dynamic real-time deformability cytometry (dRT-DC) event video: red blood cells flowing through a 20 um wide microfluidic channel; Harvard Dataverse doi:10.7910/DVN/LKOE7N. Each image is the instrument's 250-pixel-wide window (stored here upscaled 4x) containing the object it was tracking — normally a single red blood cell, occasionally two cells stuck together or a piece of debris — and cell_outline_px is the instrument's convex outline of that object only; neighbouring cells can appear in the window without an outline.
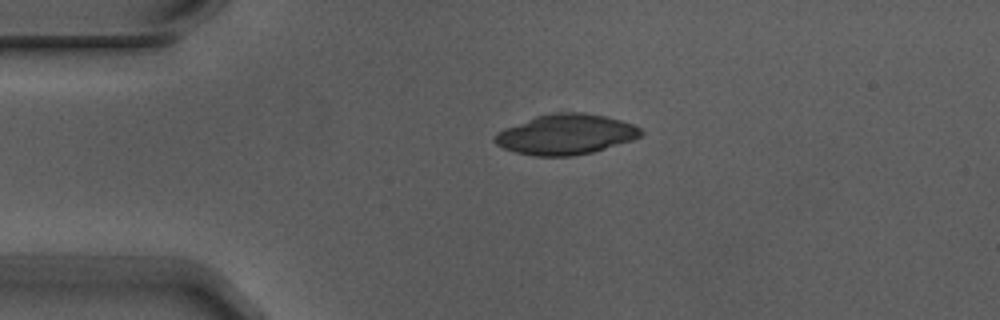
{"species": "Egyptian fruit bat (a non-hibernating species)", "species_latin": "Rousettus aegyptiacus", "temperature_condition": "warm", "stored_images_in_passage": 2, "camera_frame_rate_fps": 3000, "um_per_image_px": 0.085, "animal": {"sex": "male"}, "frame": {"image": 1, "passage_image": 1, "time_ms": 0.0, "image_size_px": [1000, 320], "cell_outline_px": [[644, 132], [640, 136], [632, 140], [592, 152], [572, 156], [536, 156], [516, 152], [504, 148], [496, 144], [492, 140], [496, 132], [504, 128], [536, 116], [552, 112], [584, 112], [604, 116], [636, 124]], "centroid_in_image_um": [48.09, 11.41], "position_along_channel_um": 36.9, "area_um2": 34.33}}